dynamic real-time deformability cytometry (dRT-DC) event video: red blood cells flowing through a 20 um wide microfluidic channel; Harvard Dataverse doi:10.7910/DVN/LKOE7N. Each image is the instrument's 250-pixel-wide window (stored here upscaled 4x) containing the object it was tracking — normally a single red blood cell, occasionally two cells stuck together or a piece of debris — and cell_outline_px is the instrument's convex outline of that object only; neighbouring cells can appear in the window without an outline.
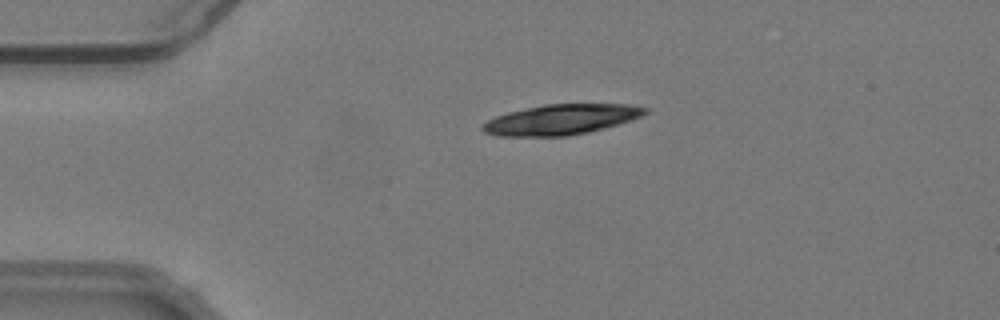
{"species": "common noctule bat (a hibernating species)", "species_latin": "Nyctalus noctula", "temperature_condition": "warm", "stored_images_in_passage": 54, "camera_frame_rate_fps": 3000, "um_per_image_px": 0.085, "animal": {"sex": "male", "body_mass_g": 19.2, "forearm_length_mm": 51.8}, "frame": {"image": 1, "passage_image": 12, "time_ms": 3.667, "image_size_px": [1000, 320], "cell_outline_px": [[648, 112], [632, 120], [604, 128], [588, 132], [568, 136], [496, 136], [484, 132], [480, 128], [488, 120], [496, 116], [508, 112], [544, 104], [628, 104], [648, 108]], "centroid_in_image_um": [47.69, 10.16], "position_along_channel_um": 37.3, "area_um2": 28.61}}